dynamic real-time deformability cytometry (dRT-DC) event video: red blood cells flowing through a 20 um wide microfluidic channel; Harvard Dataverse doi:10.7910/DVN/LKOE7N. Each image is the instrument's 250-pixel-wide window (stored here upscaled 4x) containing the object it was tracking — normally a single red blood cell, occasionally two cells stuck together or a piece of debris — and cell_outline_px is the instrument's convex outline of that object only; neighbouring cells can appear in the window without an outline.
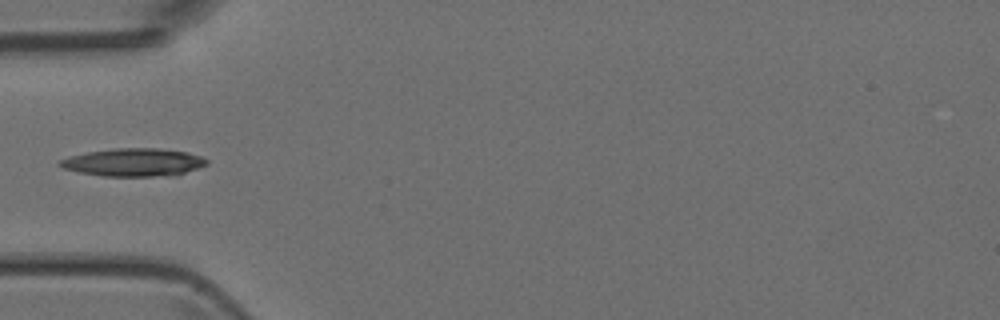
{"species": "Egyptian fruit bat (a non-hibernating species)", "species_latin": "Rousettus aegyptiacus", "temperature_condition": "room temperature", "stored_images_in_passage": 6, "camera_frame_rate_fps": 3000, "um_per_image_px": 0.085, "animal": {"sex": "female"}, "frame": {"image": 1, "passage_image": 4, "time_ms": 3.667, "image_size_px": [1000, 320], "cell_outline_px": [[208, 164], [176, 176], [100, 176], [80, 172], [64, 168], [56, 164], [60, 160], [72, 156], [88, 152], [116, 148], [160, 148], [188, 152], [200, 156], [208, 160]], "centroid_in_image_um": [11.4, 13.8], "position_along_channel_um": 73.6, "area_um2": 23.93}}
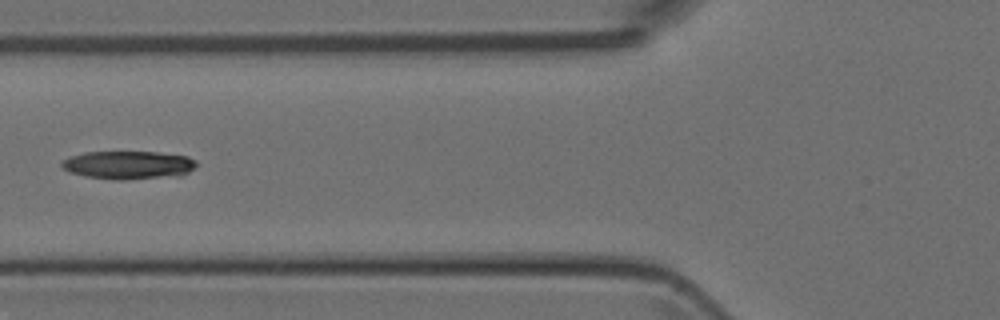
{"frame": {"image": 2, "passage_image": 5, "time_ms": 4.667, "image_size_px": [1000, 320], "cell_outline_px": [[196, 164], [188, 172], [180, 176], [128, 180], [112, 180], [84, 176], [68, 172], [60, 168], [60, 164], [68, 156], [84, 152], [156, 152], [188, 156], [196, 160]], "centroid_in_image_um": [10.86, 14.04], "position_along_channel_um": 114.9, "area_um2": 22.54}}
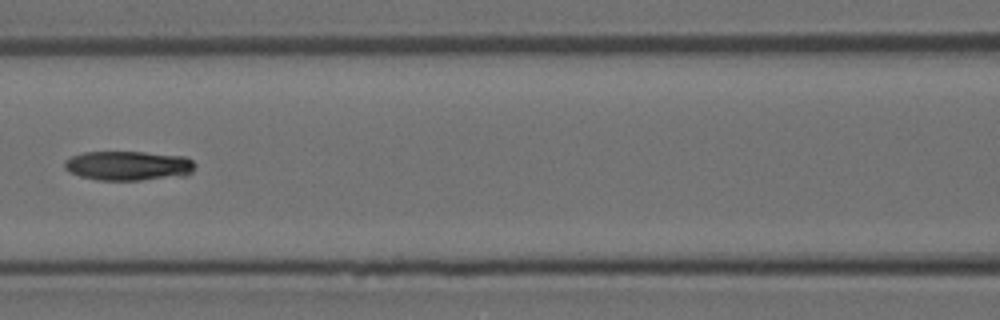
{"frame": {"image": 3, "passage_image": 6, "time_ms": 5.667, "image_size_px": [1000, 320], "cell_outline_px": [[196, 164], [192, 172], [188, 176], [140, 180], [96, 180], [80, 176], [68, 172], [64, 168], [64, 160], [72, 156], [84, 152], [144, 152], [184, 156], [192, 160]], "centroid_in_image_um": [10.92, 14.09], "position_along_channel_um": 155.7, "area_um2": 22.72}}